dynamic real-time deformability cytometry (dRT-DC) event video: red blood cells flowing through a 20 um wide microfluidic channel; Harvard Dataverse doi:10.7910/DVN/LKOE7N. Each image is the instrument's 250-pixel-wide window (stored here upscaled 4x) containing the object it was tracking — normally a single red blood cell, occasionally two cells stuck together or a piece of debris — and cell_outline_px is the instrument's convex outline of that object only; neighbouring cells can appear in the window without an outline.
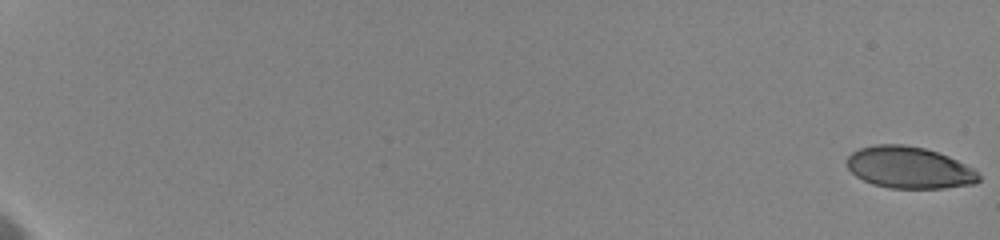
{"species": "human", "species_latin": "Homo sapiens", "temperature_condition": "cold", "stored_images_in_passage": 61, "camera_frame_rate_fps": 3000, "um_per_image_px": 0.085, "donor": {"sex": "female"}, "frame": {"image": 1, "passage_image": 1, "time_ms": 0.0, "image_size_px": [1000, 240], "cell_outline_px": [[980, 180], [972, 184], [944, 188], [888, 188], [872, 184], [856, 176], [848, 168], [848, 156], [852, 152], [860, 148], [876, 144], [904, 144], [924, 148], [948, 156], [972, 168], [980, 176]], "centroid_in_image_um": [77.26, 14.24], "position_along_channel_um": 7.7, "area_um2": 31.85}}
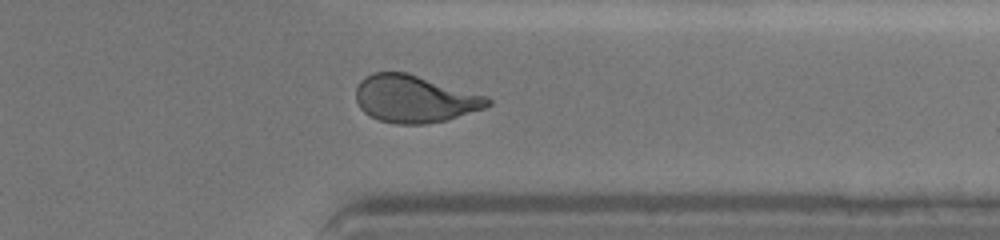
{"frame": {"image": 2, "passage_image": 51, "time_ms": 16.667, "image_size_px": [1000, 240], "cell_outline_px": [[492, 104], [484, 108], [444, 120], [424, 124], [396, 124], [380, 120], [364, 112], [360, 108], [356, 100], [356, 88], [360, 80], [364, 76], [372, 72], [408, 72], [488, 96], [492, 100]], "centroid_in_image_um": [35.24, 8.38], "position_along_channel_um": 376.2, "area_um2": 36.41}}
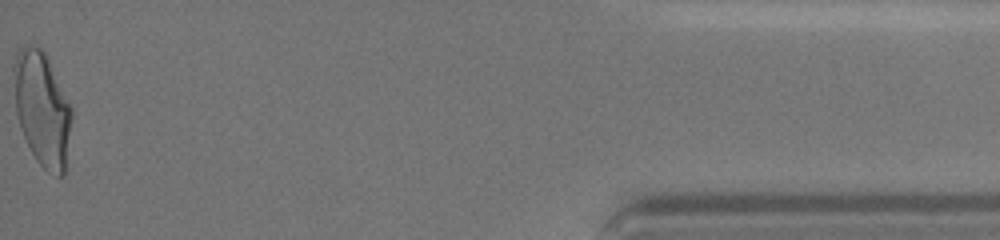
{"frame": {"image": 3, "passage_image": 61, "time_ms": 20.0, "image_size_px": [1000, 240], "cell_outline_px": [[72, 116], [64, 172], [60, 176], [56, 176], [48, 172], [36, 160], [20, 128], [16, 112], [12, 68], [12, 64], [20, 48], [32, 44], [40, 48], [44, 52], [72, 108]], "centroid_in_image_um": [3.56, 9.24], "position_along_channel_um": 431.6, "area_um2": 38.09}, "authors_computed_cell_mechanics": {"area_um2": 35.7782, "velocity_mm_per_s": 3.599, "shape_relaxation_time_tau1_ms": 5.3959, "shape_relaxation_time_tau2_ms": 1.2372, "deformation_change_tau1": 0.1751, "deformation_change_tau2": 0.0827}}